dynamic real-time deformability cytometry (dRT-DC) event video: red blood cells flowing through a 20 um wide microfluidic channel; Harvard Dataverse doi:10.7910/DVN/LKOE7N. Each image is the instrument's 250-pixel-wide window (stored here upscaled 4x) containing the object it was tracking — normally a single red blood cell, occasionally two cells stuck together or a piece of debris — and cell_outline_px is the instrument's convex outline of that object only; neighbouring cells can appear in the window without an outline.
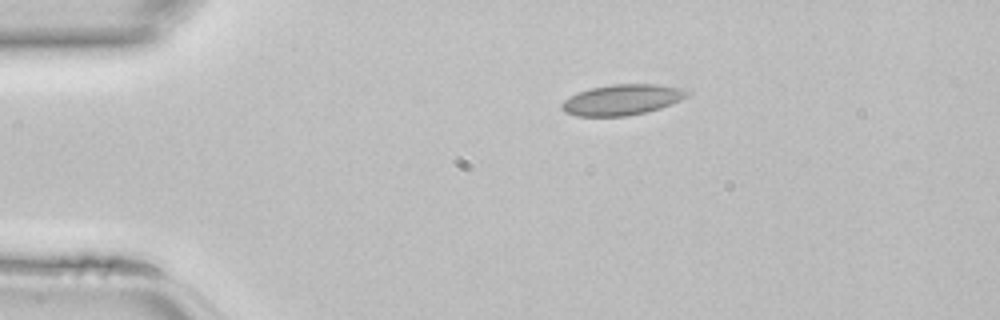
{"species": "common noctule bat (a hibernating species)", "species_latin": "Nyctalus noctula", "temperature_condition": "room temperature", "stored_images_in_passage": 37, "camera_frame_rate_fps": 3000, "um_per_image_px": 0.085, "animal": {"sex": "female", "body_mass_g": 22.7, "forearm_length_mm": 54.2}, "frame": {"image": 1, "passage_image": 1, "time_ms": 0.0, "image_size_px": [1000, 320], "cell_outline_px": [[688, 96], [680, 100], [660, 108], [644, 112], [624, 116], [576, 116], [564, 112], [560, 108], [560, 104], [564, 100], [580, 92], [592, 88], [612, 84], [656, 84], [684, 88], [688, 92]], "centroid_in_image_um": [52.86, 8.48], "position_along_channel_um": 32.1, "area_um2": 22.2}}
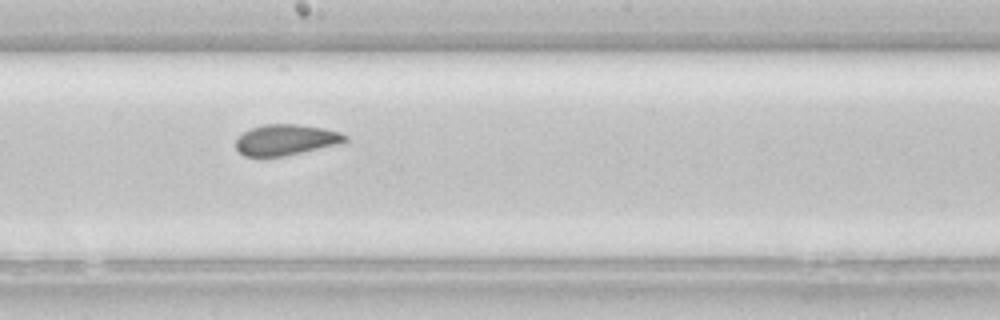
{"frame": {"image": 2, "passage_image": 17, "time_ms": 5.333, "image_size_px": [1000, 320], "cell_outline_px": [[348, 140], [344, 144], [284, 156], [244, 156], [236, 148], [236, 140], [244, 132], [252, 128], [264, 124], [296, 124], [324, 128], [340, 132], [348, 136]], "centroid_in_image_um": [24.38, 11.89], "position_along_channel_um": 223.8, "area_um2": 19.77}}
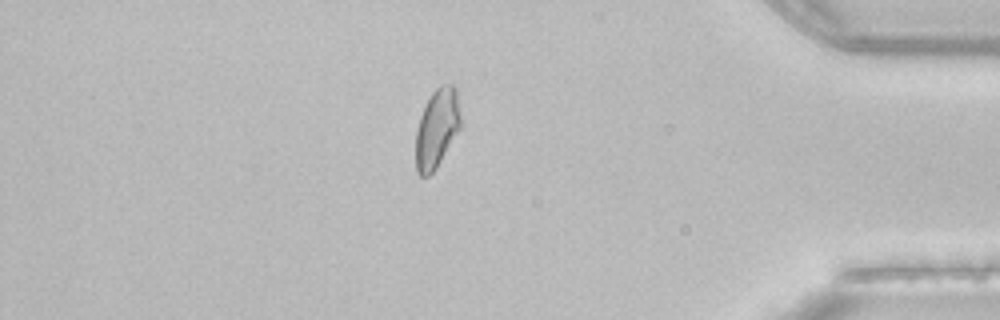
{"frame": {"image": 3, "passage_image": 31, "time_ms": 10.0, "image_size_px": [1000, 320], "cell_outline_px": [[460, 128], [436, 168], [428, 176], [420, 176], [416, 172], [416, 128], [420, 116], [432, 92], [440, 84], [452, 84], [456, 88], [460, 116]], "centroid_in_image_um": [37.12, 10.9], "position_along_channel_um": 398.1, "area_um2": 20.46}}